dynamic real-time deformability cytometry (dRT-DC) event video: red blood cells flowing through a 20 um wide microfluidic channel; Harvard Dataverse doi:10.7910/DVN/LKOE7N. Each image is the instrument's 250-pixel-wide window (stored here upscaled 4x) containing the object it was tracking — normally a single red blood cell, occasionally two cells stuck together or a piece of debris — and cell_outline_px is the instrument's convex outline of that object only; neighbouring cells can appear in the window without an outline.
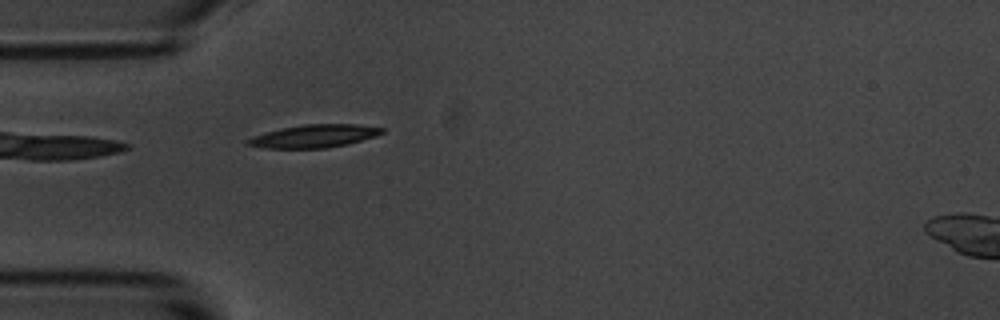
{"species": "common noctule bat (a hibernating species)", "species_latin": "Nyctalus noctula", "temperature_condition": "room temperature", "stored_images_in_passage": 2, "camera_frame_rate_fps": 3000, "um_per_image_px": 0.085, "animal": {"sex": "male", "body_mass_g": 20.1, "forearm_length_mm": 53.5}, "frame": {"image": 1, "passage_image": 2, "time_ms": 1.333, "image_size_px": [1000, 320], "cell_outline_px": [[384, 132], [376, 136], [348, 144], [324, 148], [264, 148], [244, 144], [244, 140], [252, 136], [264, 132], [280, 128], [304, 124], [356, 124], [384, 128]], "centroid_in_image_um": [26.65, 11.56], "position_along_channel_um": 58.4, "area_um2": 18.09}}